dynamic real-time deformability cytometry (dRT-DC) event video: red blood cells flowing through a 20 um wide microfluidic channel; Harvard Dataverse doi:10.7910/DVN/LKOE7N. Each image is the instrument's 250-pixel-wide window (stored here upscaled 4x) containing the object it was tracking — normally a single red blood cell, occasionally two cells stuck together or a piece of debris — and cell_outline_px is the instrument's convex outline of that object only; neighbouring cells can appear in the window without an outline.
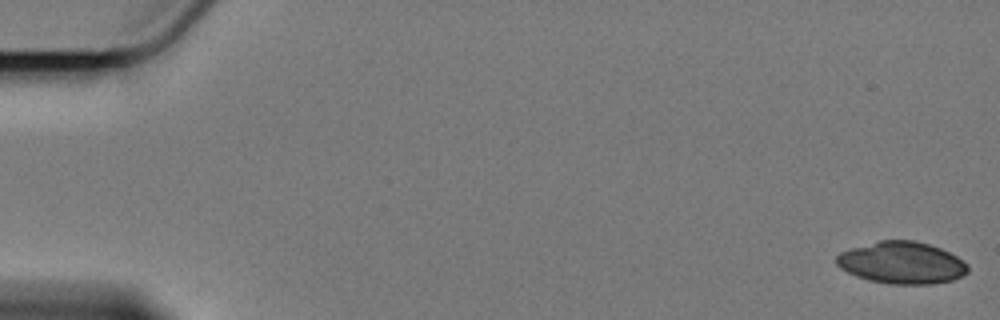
{"species": "Egyptian fruit bat (a non-hibernating species)", "species_latin": "Rousettus aegyptiacus", "temperature_condition": "cold", "stored_images_in_passage": 60, "segment_of_instrument_passage": [1, 2], "camera_frame_rate_fps": 3000, "um_per_image_px": 0.085, "animal": {"sex": "female"}, "frame": {"image": 1, "passage_image": 1, "time_ms": 0.0, "image_size_px": [1000, 320], "cell_outline_px": [[968, 272], [952, 280], [932, 284], [892, 284], [868, 280], [856, 276], [840, 268], [836, 264], [836, 256], [840, 252], [852, 248], [880, 240], [912, 240], [928, 244], [940, 248], [964, 260], [968, 264]], "centroid_in_image_um": [76.65, 22.34], "position_along_channel_um": 8.4, "area_um2": 32.08}}